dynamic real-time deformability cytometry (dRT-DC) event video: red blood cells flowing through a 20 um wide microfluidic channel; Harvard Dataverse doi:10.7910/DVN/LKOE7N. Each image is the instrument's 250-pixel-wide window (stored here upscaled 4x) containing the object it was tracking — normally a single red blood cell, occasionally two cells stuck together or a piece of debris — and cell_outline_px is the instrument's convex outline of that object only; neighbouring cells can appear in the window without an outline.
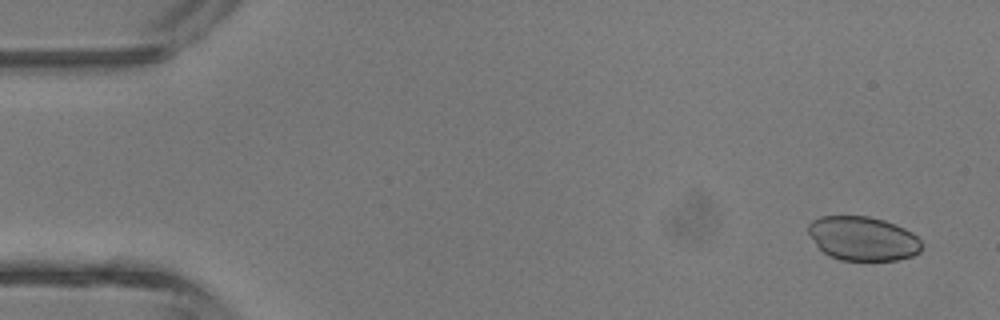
{"species": "common noctule bat (a hibernating species)", "species_latin": "Nyctalus noctula", "temperature_condition": "room temperature", "stored_images_in_passage": 4, "camera_frame_rate_fps": 3000, "um_per_image_px": 0.085, "animal": {"sex": "male", "body_mass_g": 13.3}, "frame": {"image": 1, "passage_image": 1, "time_ms": 0.0, "image_size_px": [1000, 320], "cell_outline_px": [[920, 252], [912, 256], [896, 260], [840, 260], [828, 256], [816, 244], [808, 232], [808, 224], [812, 220], [820, 216], [868, 216], [884, 220], [896, 224], [912, 232], [920, 240]], "centroid_in_image_um": [73.33, 20.27], "position_along_channel_um": 11.7, "area_um2": 29.13}}